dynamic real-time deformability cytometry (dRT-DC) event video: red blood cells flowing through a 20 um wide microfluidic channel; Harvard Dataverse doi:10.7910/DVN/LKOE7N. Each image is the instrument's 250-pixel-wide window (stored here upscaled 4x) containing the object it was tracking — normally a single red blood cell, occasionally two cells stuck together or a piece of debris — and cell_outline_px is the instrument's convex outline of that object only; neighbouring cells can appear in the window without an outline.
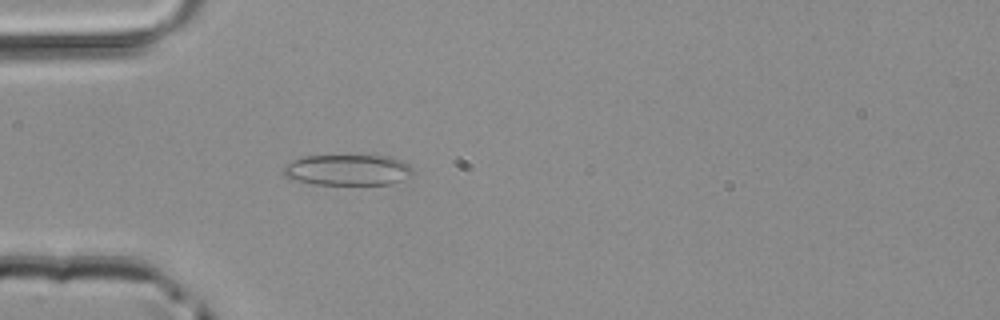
{"species": "common noctule bat (a hibernating species)", "species_latin": "Nyctalus noctula", "temperature_condition": "room temperature", "stored_images_in_passage": 37, "camera_frame_rate_fps": 3000, "um_per_image_px": 0.085, "animal": {"sex": "male", "body_mass_g": 20.4}, "frame": {"image": 1, "passage_image": 6, "time_ms": 1.667, "image_size_px": [1000, 320], "cell_outline_px": [[412, 176], [392, 184], [316, 184], [296, 180], [288, 176], [284, 172], [284, 164], [292, 160], [304, 156], [392, 156], [408, 164], [412, 168]], "centroid_in_image_um": [29.6, 14.44], "position_along_channel_um": 55.4, "area_um2": 23.12}}
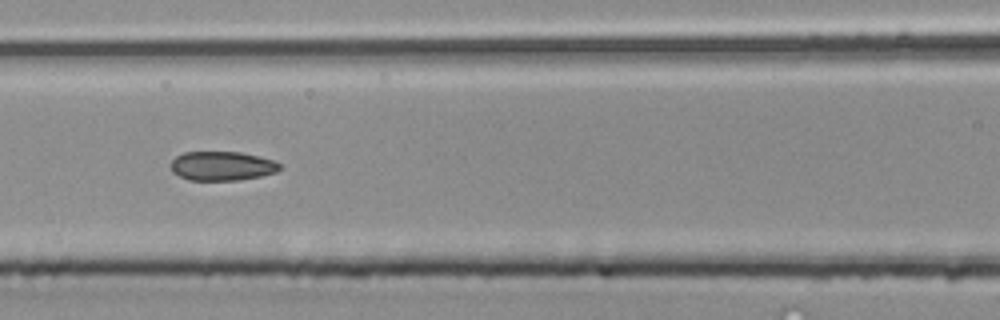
{"frame": {"image": 2, "passage_image": 13, "time_ms": 4.0, "image_size_px": [1000, 320], "cell_outline_px": [[280, 168], [276, 172], [260, 176], [240, 180], [188, 180], [172, 172], [172, 160], [176, 156], [184, 152], [240, 152], [260, 156], [276, 160], [280, 164]], "centroid_in_image_um": [18.9, 14.1], "position_along_channel_um": 147.7, "area_um2": 18.55}}
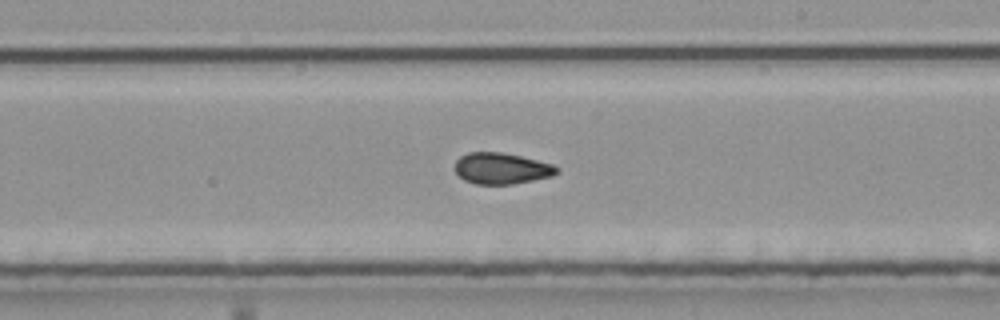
{"frame": {"image": 3, "passage_image": 20, "time_ms": 6.333, "image_size_px": [1000, 320], "cell_outline_px": [[560, 172], [552, 176], [512, 184], [476, 184], [464, 180], [456, 172], [456, 160], [460, 156], [468, 152], [500, 152], [520, 156], [552, 164], [560, 168]], "centroid_in_image_um": [42.64, 14.31], "position_along_channel_um": 246.4, "area_um2": 18.44}}